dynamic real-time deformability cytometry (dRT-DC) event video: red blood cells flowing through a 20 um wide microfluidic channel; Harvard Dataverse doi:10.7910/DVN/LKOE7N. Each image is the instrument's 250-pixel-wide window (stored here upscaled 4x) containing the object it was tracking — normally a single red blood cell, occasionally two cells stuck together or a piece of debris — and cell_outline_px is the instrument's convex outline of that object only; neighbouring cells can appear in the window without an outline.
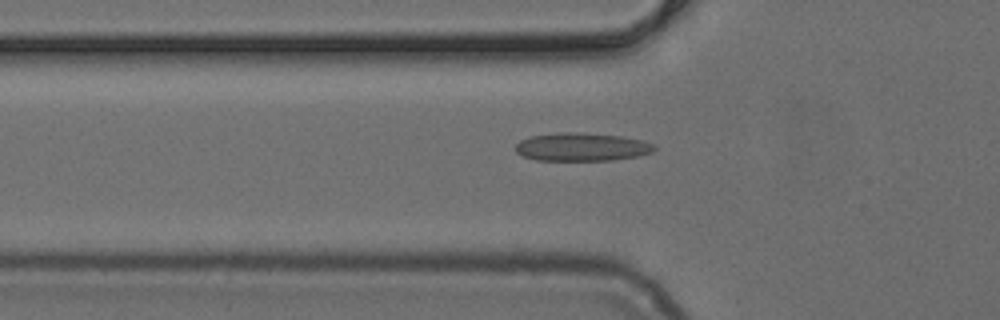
{"species": "common noctule bat (a hibernating species)", "species_latin": "Nyctalus noctula", "temperature_condition": "cold", "stored_images_in_passage": 22, "camera_frame_rate_fps": 3000, "um_per_image_px": 0.085, "animal": {"sex": "female", "body_mass_g": 24.6, "forearm_length_mm": 56.2}, "frame": {"image": 1, "passage_image": 2, "time_ms": 0.333, "image_size_px": [1000, 320], "cell_outline_px": [[656, 148], [652, 152], [640, 156], [612, 160], [536, 160], [524, 156], [516, 152], [516, 144], [520, 140], [532, 136], [564, 132], [584, 132], [620, 136], [640, 140], [652, 144]], "centroid_in_image_um": [49.45, 12.49], "position_along_channel_um": 76.3, "area_um2": 22.66}}
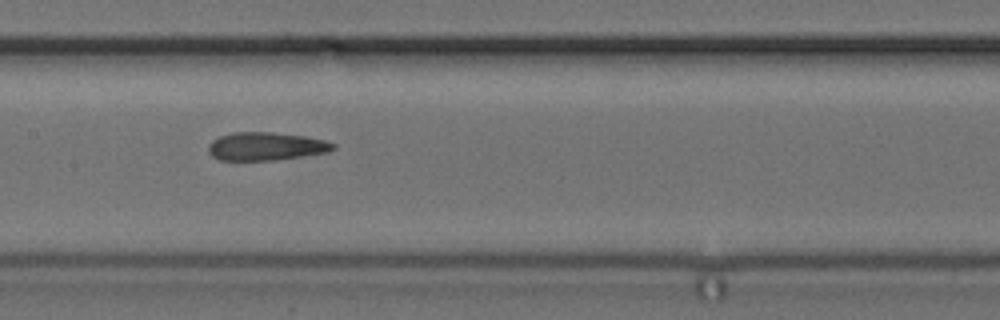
{"frame": {"image": 2, "passage_image": 10, "time_ms": 3.0, "image_size_px": [1000, 320], "cell_outline_px": [[336, 148], [328, 152], [276, 160], [220, 160], [212, 156], [208, 152], [208, 144], [212, 140], [220, 136], [232, 132], [272, 132], [300, 136], [324, 140], [336, 144]], "centroid_in_image_um": [22.57, 12.44], "position_along_channel_um": 184.8, "area_um2": 20.4}}
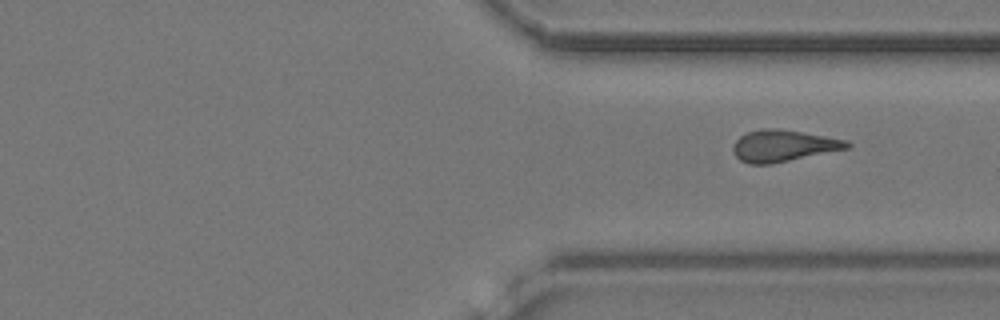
{"frame": {"image": 3, "passage_image": 22, "time_ms": 7.0, "image_size_px": [1000, 320], "cell_outline_px": [[852, 148], [772, 164], [748, 164], [740, 160], [732, 152], [732, 144], [740, 136], [748, 132], [764, 128], [768, 128], [800, 132], [848, 140], [852, 144]], "centroid_in_image_um": [66.6, 12.41], "position_along_channel_um": 344.8, "area_um2": 21.1}}